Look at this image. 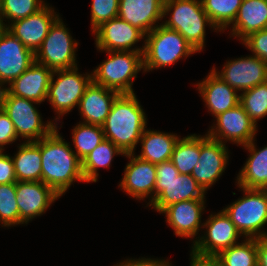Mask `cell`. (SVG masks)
Returning a JSON list of instances; mask_svg holds the SVG:
<instances>
[{
  "mask_svg": "<svg viewBox=\"0 0 267 266\" xmlns=\"http://www.w3.org/2000/svg\"><path fill=\"white\" fill-rule=\"evenodd\" d=\"M33 104L40 105L23 97L9 95L4 89L0 94V107L14 124L18 138L27 139L26 142L39 141L58 125L54 120L44 123Z\"/></svg>",
  "mask_w": 267,
  "mask_h": 266,
  "instance_id": "ba28073f",
  "label": "cell"
},
{
  "mask_svg": "<svg viewBox=\"0 0 267 266\" xmlns=\"http://www.w3.org/2000/svg\"><path fill=\"white\" fill-rule=\"evenodd\" d=\"M56 126L46 137L40 139L42 159L41 181L61 197L73 182H84L82 161L65 142Z\"/></svg>",
  "mask_w": 267,
  "mask_h": 266,
  "instance_id": "6da1fadb",
  "label": "cell"
},
{
  "mask_svg": "<svg viewBox=\"0 0 267 266\" xmlns=\"http://www.w3.org/2000/svg\"><path fill=\"white\" fill-rule=\"evenodd\" d=\"M3 21L6 22V20H3L0 16V39L3 35V33L7 30V24H5V22H3Z\"/></svg>",
  "mask_w": 267,
  "mask_h": 266,
  "instance_id": "ee69618b",
  "label": "cell"
},
{
  "mask_svg": "<svg viewBox=\"0 0 267 266\" xmlns=\"http://www.w3.org/2000/svg\"><path fill=\"white\" fill-rule=\"evenodd\" d=\"M231 27V35L241 41L251 33L267 29V0H243Z\"/></svg>",
  "mask_w": 267,
  "mask_h": 266,
  "instance_id": "d4e9b609",
  "label": "cell"
},
{
  "mask_svg": "<svg viewBox=\"0 0 267 266\" xmlns=\"http://www.w3.org/2000/svg\"><path fill=\"white\" fill-rule=\"evenodd\" d=\"M58 18L54 8L46 4L35 14L8 23L7 30L35 53Z\"/></svg>",
  "mask_w": 267,
  "mask_h": 266,
  "instance_id": "d6986e66",
  "label": "cell"
},
{
  "mask_svg": "<svg viewBox=\"0 0 267 266\" xmlns=\"http://www.w3.org/2000/svg\"><path fill=\"white\" fill-rule=\"evenodd\" d=\"M34 62V52L6 30L0 39V86L9 85Z\"/></svg>",
  "mask_w": 267,
  "mask_h": 266,
  "instance_id": "e0dca14e",
  "label": "cell"
},
{
  "mask_svg": "<svg viewBox=\"0 0 267 266\" xmlns=\"http://www.w3.org/2000/svg\"><path fill=\"white\" fill-rule=\"evenodd\" d=\"M146 119L135 93L119 94L102 126L105 139L113 142L124 154L134 153L147 129Z\"/></svg>",
  "mask_w": 267,
  "mask_h": 266,
  "instance_id": "7a4b0ae2",
  "label": "cell"
},
{
  "mask_svg": "<svg viewBox=\"0 0 267 266\" xmlns=\"http://www.w3.org/2000/svg\"><path fill=\"white\" fill-rule=\"evenodd\" d=\"M95 34V44L99 51H133L144 52L142 48H132L139 40L145 39V34L120 17H115L98 27Z\"/></svg>",
  "mask_w": 267,
  "mask_h": 266,
  "instance_id": "5bb4252c",
  "label": "cell"
},
{
  "mask_svg": "<svg viewBox=\"0 0 267 266\" xmlns=\"http://www.w3.org/2000/svg\"><path fill=\"white\" fill-rule=\"evenodd\" d=\"M163 7L164 0H119L118 17L146 35L163 20Z\"/></svg>",
  "mask_w": 267,
  "mask_h": 266,
  "instance_id": "603a6c76",
  "label": "cell"
},
{
  "mask_svg": "<svg viewBox=\"0 0 267 266\" xmlns=\"http://www.w3.org/2000/svg\"><path fill=\"white\" fill-rule=\"evenodd\" d=\"M3 89H4V88H2V87L0 86V94L2 93Z\"/></svg>",
  "mask_w": 267,
  "mask_h": 266,
  "instance_id": "f6af8a7d",
  "label": "cell"
},
{
  "mask_svg": "<svg viewBox=\"0 0 267 266\" xmlns=\"http://www.w3.org/2000/svg\"><path fill=\"white\" fill-rule=\"evenodd\" d=\"M229 86L245 91L267 82V62L254 56H246L226 62L221 72L212 68Z\"/></svg>",
  "mask_w": 267,
  "mask_h": 266,
  "instance_id": "9a60e30c",
  "label": "cell"
},
{
  "mask_svg": "<svg viewBox=\"0 0 267 266\" xmlns=\"http://www.w3.org/2000/svg\"><path fill=\"white\" fill-rule=\"evenodd\" d=\"M16 183L0 184V223L3 227L19 224Z\"/></svg>",
  "mask_w": 267,
  "mask_h": 266,
  "instance_id": "e575fe53",
  "label": "cell"
},
{
  "mask_svg": "<svg viewBox=\"0 0 267 266\" xmlns=\"http://www.w3.org/2000/svg\"><path fill=\"white\" fill-rule=\"evenodd\" d=\"M190 266H220L215 258H203L190 253Z\"/></svg>",
  "mask_w": 267,
  "mask_h": 266,
  "instance_id": "7bdbcfd3",
  "label": "cell"
},
{
  "mask_svg": "<svg viewBox=\"0 0 267 266\" xmlns=\"http://www.w3.org/2000/svg\"><path fill=\"white\" fill-rule=\"evenodd\" d=\"M118 95V92L92 81L80 99L78 106L83 123L102 127Z\"/></svg>",
  "mask_w": 267,
  "mask_h": 266,
  "instance_id": "cb8c5ba5",
  "label": "cell"
},
{
  "mask_svg": "<svg viewBox=\"0 0 267 266\" xmlns=\"http://www.w3.org/2000/svg\"><path fill=\"white\" fill-rule=\"evenodd\" d=\"M55 76H57L56 80ZM92 81V73L82 75L78 72L77 66L53 71L47 100L58 113V117L54 119L55 122L60 119V116L63 117L74 107L79 106L80 99Z\"/></svg>",
  "mask_w": 267,
  "mask_h": 266,
  "instance_id": "9c48e42d",
  "label": "cell"
},
{
  "mask_svg": "<svg viewBox=\"0 0 267 266\" xmlns=\"http://www.w3.org/2000/svg\"><path fill=\"white\" fill-rule=\"evenodd\" d=\"M125 155L113 142L105 139L82 160V172L85 182H97L98 168H110L115 155Z\"/></svg>",
  "mask_w": 267,
  "mask_h": 266,
  "instance_id": "f1b7e54d",
  "label": "cell"
},
{
  "mask_svg": "<svg viewBox=\"0 0 267 266\" xmlns=\"http://www.w3.org/2000/svg\"><path fill=\"white\" fill-rule=\"evenodd\" d=\"M16 201L19 208V224L44 214L60 197L42 181H17Z\"/></svg>",
  "mask_w": 267,
  "mask_h": 266,
  "instance_id": "2e32d148",
  "label": "cell"
},
{
  "mask_svg": "<svg viewBox=\"0 0 267 266\" xmlns=\"http://www.w3.org/2000/svg\"><path fill=\"white\" fill-rule=\"evenodd\" d=\"M72 135L74 149H76L75 154L81 161L105 140L101 126L83 122L73 128Z\"/></svg>",
  "mask_w": 267,
  "mask_h": 266,
  "instance_id": "d6a6232c",
  "label": "cell"
},
{
  "mask_svg": "<svg viewBox=\"0 0 267 266\" xmlns=\"http://www.w3.org/2000/svg\"><path fill=\"white\" fill-rule=\"evenodd\" d=\"M226 144L210 138L207 134L200 136L199 161L191 175L206 192L225 171L229 152Z\"/></svg>",
  "mask_w": 267,
  "mask_h": 266,
  "instance_id": "4fadbf2b",
  "label": "cell"
},
{
  "mask_svg": "<svg viewBox=\"0 0 267 266\" xmlns=\"http://www.w3.org/2000/svg\"><path fill=\"white\" fill-rule=\"evenodd\" d=\"M124 156L130 161L125 166L124 176L119 187L137 200H143L150 196L149 205L155 199L156 164L140 159L135 156V153Z\"/></svg>",
  "mask_w": 267,
  "mask_h": 266,
  "instance_id": "ac0fdd59",
  "label": "cell"
},
{
  "mask_svg": "<svg viewBox=\"0 0 267 266\" xmlns=\"http://www.w3.org/2000/svg\"><path fill=\"white\" fill-rule=\"evenodd\" d=\"M205 193L191 174H179L169 160L156 164L155 199L147 206L161 213L177 202L205 200Z\"/></svg>",
  "mask_w": 267,
  "mask_h": 266,
  "instance_id": "277c9868",
  "label": "cell"
},
{
  "mask_svg": "<svg viewBox=\"0 0 267 266\" xmlns=\"http://www.w3.org/2000/svg\"><path fill=\"white\" fill-rule=\"evenodd\" d=\"M14 163L10 155L0 151V184L16 183Z\"/></svg>",
  "mask_w": 267,
  "mask_h": 266,
  "instance_id": "ab89813d",
  "label": "cell"
},
{
  "mask_svg": "<svg viewBox=\"0 0 267 266\" xmlns=\"http://www.w3.org/2000/svg\"><path fill=\"white\" fill-rule=\"evenodd\" d=\"M91 6L92 32L103 23L118 17L119 0H92Z\"/></svg>",
  "mask_w": 267,
  "mask_h": 266,
  "instance_id": "8d00e7d4",
  "label": "cell"
},
{
  "mask_svg": "<svg viewBox=\"0 0 267 266\" xmlns=\"http://www.w3.org/2000/svg\"><path fill=\"white\" fill-rule=\"evenodd\" d=\"M145 38L144 72L170 66L197 52L178 31L168 29L162 24L147 33Z\"/></svg>",
  "mask_w": 267,
  "mask_h": 266,
  "instance_id": "5b68a950",
  "label": "cell"
},
{
  "mask_svg": "<svg viewBox=\"0 0 267 266\" xmlns=\"http://www.w3.org/2000/svg\"><path fill=\"white\" fill-rule=\"evenodd\" d=\"M45 5L43 0H0V16L12 23L37 13Z\"/></svg>",
  "mask_w": 267,
  "mask_h": 266,
  "instance_id": "d590c367",
  "label": "cell"
},
{
  "mask_svg": "<svg viewBox=\"0 0 267 266\" xmlns=\"http://www.w3.org/2000/svg\"><path fill=\"white\" fill-rule=\"evenodd\" d=\"M244 196L223 208L243 237L259 239L267 236V189L239 187Z\"/></svg>",
  "mask_w": 267,
  "mask_h": 266,
  "instance_id": "52a82bcc",
  "label": "cell"
},
{
  "mask_svg": "<svg viewBox=\"0 0 267 266\" xmlns=\"http://www.w3.org/2000/svg\"><path fill=\"white\" fill-rule=\"evenodd\" d=\"M169 14L170 18L159 24L178 31L197 52L205 46L206 25L218 31L203 10L201 0H164L163 18Z\"/></svg>",
  "mask_w": 267,
  "mask_h": 266,
  "instance_id": "3957f363",
  "label": "cell"
},
{
  "mask_svg": "<svg viewBox=\"0 0 267 266\" xmlns=\"http://www.w3.org/2000/svg\"><path fill=\"white\" fill-rule=\"evenodd\" d=\"M18 140L14 124L8 115L0 107V151H4V146Z\"/></svg>",
  "mask_w": 267,
  "mask_h": 266,
  "instance_id": "f35d334b",
  "label": "cell"
},
{
  "mask_svg": "<svg viewBox=\"0 0 267 266\" xmlns=\"http://www.w3.org/2000/svg\"><path fill=\"white\" fill-rule=\"evenodd\" d=\"M202 225L206 233L195 238L190 252L199 257L215 258L226 248L239 243L237 239L242 236L223 210L211 214Z\"/></svg>",
  "mask_w": 267,
  "mask_h": 266,
  "instance_id": "8fae6325",
  "label": "cell"
},
{
  "mask_svg": "<svg viewBox=\"0 0 267 266\" xmlns=\"http://www.w3.org/2000/svg\"><path fill=\"white\" fill-rule=\"evenodd\" d=\"M202 82L196 84L208 111L214 118L240 104V93L222 80L212 69Z\"/></svg>",
  "mask_w": 267,
  "mask_h": 266,
  "instance_id": "7402d4cb",
  "label": "cell"
},
{
  "mask_svg": "<svg viewBox=\"0 0 267 266\" xmlns=\"http://www.w3.org/2000/svg\"><path fill=\"white\" fill-rule=\"evenodd\" d=\"M53 71L36 61L4 90L9 95L42 103L47 99L48 88Z\"/></svg>",
  "mask_w": 267,
  "mask_h": 266,
  "instance_id": "44dd1931",
  "label": "cell"
},
{
  "mask_svg": "<svg viewBox=\"0 0 267 266\" xmlns=\"http://www.w3.org/2000/svg\"><path fill=\"white\" fill-rule=\"evenodd\" d=\"M215 118V126H212L207 132L210 138L224 144L229 141L242 146L255 139L257 126L241 104L219 114Z\"/></svg>",
  "mask_w": 267,
  "mask_h": 266,
  "instance_id": "7c38bea8",
  "label": "cell"
},
{
  "mask_svg": "<svg viewBox=\"0 0 267 266\" xmlns=\"http://www.w3.org/2000/svg\"><path fill=\"white\" fill-rule=\"evenodd\" d=\"M242 44L252 51V55L267 62V29L251 33Z\"/></svg>",
  "mask_w": 267,
  "mask_h": 266,
  "instance_id": "74e56055",
  "label": "cell"
},
{
  "mask_svg": "<svg viewBox=\"0 0 267 266\" xmlns=\"http://www.w3.org/2000/svg\"><path fill=\"white\" fill-rule=\"evenodd\" d=\"M199 156L200 135L191 134L178 139L170 161L179 171V174H191L199 161Z\"/></svg>",
  "mask_w": 267,
  "mask_h": 266,
  "instance_id": "f546056e",
  "label": "cell"
},
{
  "mask_svg": "<svg viewBox=\"0 0 267 266\" xmlns=\"http://www.w3.org/2000/svg\"><path fill=\"white\" fill-rule=\"evenodd\" d=\"M109 57L93 70L92 80L119 94L134 93L132 85L143 69V52L107 51Z\"/></svg>",
  "mask_w": 267,
  "mask_h": 266,
  "instance_id": "8992f818",
  "label": "cell"
},
{
  "mask_svg": "<svg viewBox=\"0 0 267 266\" xmlns=\"http://www.w3.org/2000/svg\"><path fill=\"white\" fill-rule=\"evenodd\" d=\"M243 0H201L203 10L218 31H225L235 20Z\"/></svg>",
  "mask_w": 267,
  "mask_h": 266,
  "instance_id": "1f68e13d",
  "label": "cell"
},
{
  "mask_svg": "<svg viewBox=\"0 0 267 266\" xmlns=\"http://www.w3.org/2000/svg\"><path fill=\"white\" fill-rule=\"evenodd\" d=\"M179 138L177 134L145 129L139 140L142 147L137 157L153 164L169 161Z\"/></svg>",
  "mask_w": 267,
  "mask_h": 266,
  "instance_id": "4316f807",
  "label": "cell"
},
{
  "mask_svg": "<svg viewBox=\"0 0 267 266\" xmlns=\"http://www.w3.org/2000/svg\"><path fill=\"white\" fill-rule=\"evenodd\" d=\"M255 139L243 147L249 151V157L240 170L236 183L247 189H267V146L258 150Z\"/></svg>",
  "mask_w": 267,
  "mask_h": 266,
  "instance_id": "484cf974",
  "label": "cell"
},
{
  "mask_svg": "<svg viewBox=\"0 0 267 266\" xmlns=\"http://www.w3.org/2000/svg\"><path fill=\"white\" fill-rule=\"evenodd\" d=\"M168 260H156L151 258H139V259H126V261H121L117 265L113 266H171Z\"/></svg>",
  "mask_w": 267,
  "mask_h": 266,
  "instance_id": "60d3db41",
  "label": "cell"
},
{
  "mask_svg": "<svg viewBox=\"0 0 267 266\" xmlns=\"http://www.w3.org/2000/svg\"><path fill=\"white\" fill-rule=\"evenodd\" d=\"M206 200H186L166 207L162 212L167 217L166 222L173 228L176 236L195 238L203 227L201 216Z\"/></svg>",
  "mask_w": 267,
  "mask_h": 266,
  "instance_id": "ffe728a7",
  "label": "cell"
},
{
  "mask_svg": "<svg viewBox=\"0 0 267 266\" xmlns=\"http://www.w3.org/2000/svg\"><path fill=\"white\" fill-rule=\"evenodd\" d=\"M11 158L17 181H41L40 140L36 142L24 141L18 146L17 153Z\"/></svg>",
  "mask_w": 267,
  "mask_h": 266,
  "instance_id": "83f0119b",
  "label": "cell"
},
{
  "mask_svg": "<svg viewBox=\"0 0 267 266\" xmlns=\"http://www.w3.org/2000/svg\"><path fill=\"white\" fill-rule=\"evenodd\" d=\"M258 266H267V236L258 239Z\"/></svg>",
  "mask_w": 267,
  "mask_h": 266,
  "instance_id": "b9f144b4",
  "label": "cell"
},
{
  "mask_svg": "<svg viewBox=\"0 0 267 266\" xmlns=\"http://www.w3.org/2000/svg\"><path fill=\"white\" fill-rule=\"evenodd\" d=\"M67 29L60 17L53 23L41 46L34 53L37 63L52 71L77 66L75 52L79 44Z\"/></svg>",
  "mask_w": 267,
  "mask_h": 266,
  "instance_id": "30bf717a",
  "label": "cell"
},
{
  "mask_svg": "<svg viewBox=\"0 0 267 266\" xmlns=\"http://www.w3.org/2000/svg\"><path fill=\"white\" fill-rule=\"evenodd\" d=\"M258 239L246 238L222 251L215 259L220 266H258Z\"/></svg>",
  "mask_w": 267,
  "mask_h": 266,
  "instance_id": "4dcf8cb0",
  "label": "cell"
},
{
  "mask_svg": "<svg viewBox=\"0 0 267 266\" xmlns=\"http://www.w3.org/2000/svg\"><path fill=\"white\" fill-rule=\"evenodd\" d=\"M240 104L256 124L267 115V82L240 93Z\"/></svg>",
  "mask_w": 267,
  "mask_h": 266,
  "instance_id": "836d02e7",
  "label": "cell"
}]
</instances>
